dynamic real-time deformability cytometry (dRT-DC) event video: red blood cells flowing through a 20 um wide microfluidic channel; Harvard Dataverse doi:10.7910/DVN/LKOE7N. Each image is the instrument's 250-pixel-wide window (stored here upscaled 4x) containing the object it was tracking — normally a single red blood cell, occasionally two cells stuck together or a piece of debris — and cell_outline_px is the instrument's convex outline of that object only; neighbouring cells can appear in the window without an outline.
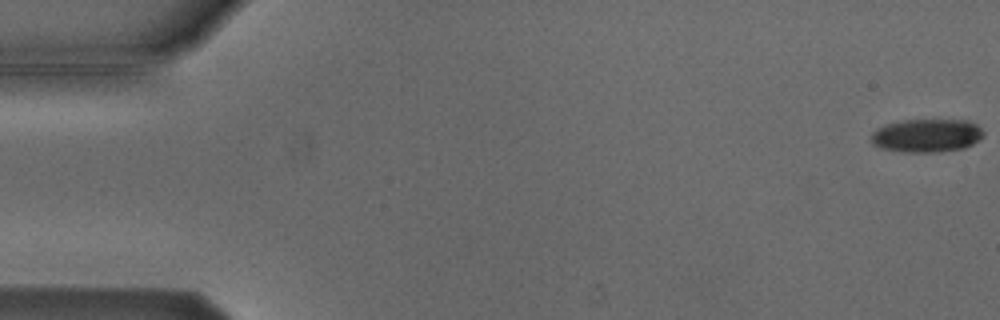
{"species": "Egyptian fruit bat (a non-hibernating species)", "species_latin": "Rousettus aegyptiacus", "temperature_condition": "cold", "stored_images_in_passage": 8, "camera_frame_rate_fps": 3000, "um_per_image_px": 0.085, "animal": {"sex": "male"}, "frame": {"image": 1, "passage_image": 1, "time_ms": 0.0, "image_size_px": [1000, 320], "cell_outline_px": [[984, 136], [972, 144], [964, 148], [936, 152], [904, 152], [880, 148], [872, 144], [872, 132], [876, 128], [888, 124], [904, 120], [968, 120], [976, 124], [984, 132]], "centroid_in_image_um": [78.77, 11.52], "position_along_channel_um": 6.2, "area_um2": 21.79}}
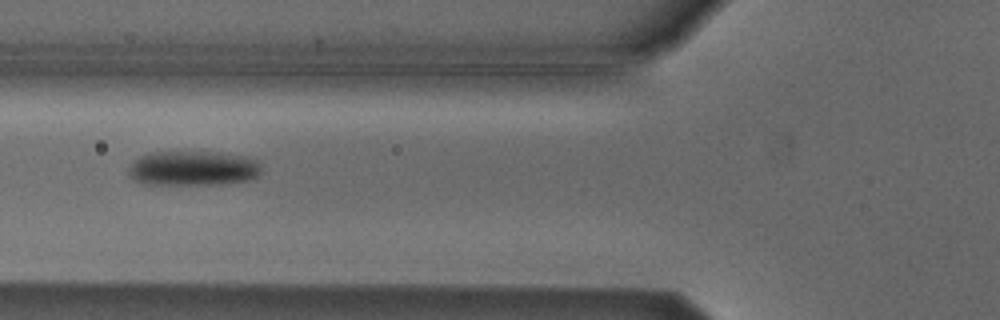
{"frame": {"image": 2, "passage_image": 6, "time_ms": 6.667, "image_size_px": [1000, 320], "cell_outline_px": [[260, 172], [252, 180], [220, 184], [144, 184], [136, 180], [128, 172], [128, 168], [140, 156], [148, 152], [216, 152], [244, 156], [256, 160], [260, 164]], "centroid_in_image_um": [16.42, 14.3], "position_along_channel_um": 109.4, "area_um2": 26.82}}
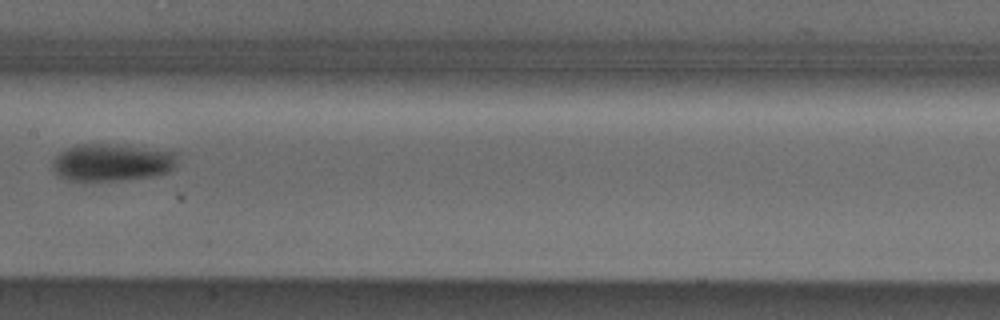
{"frame": {"image": 3, "passage_image": 8, "time_ms": 9.0, "image_size_px": [1000, 320], "cell_outline_px": [[180, 152], [176, 164], [168, 172], [152, 176], [124, 180], [68, 180], [60, 176], [52, 168], [52, 160], [60, 152], [68, 148], [80, 144], [108, 144]], "centroid_in_image_um": [9.54, 13.8], "position_along_channel_um": 197.9, "area_um2": 26.99}}